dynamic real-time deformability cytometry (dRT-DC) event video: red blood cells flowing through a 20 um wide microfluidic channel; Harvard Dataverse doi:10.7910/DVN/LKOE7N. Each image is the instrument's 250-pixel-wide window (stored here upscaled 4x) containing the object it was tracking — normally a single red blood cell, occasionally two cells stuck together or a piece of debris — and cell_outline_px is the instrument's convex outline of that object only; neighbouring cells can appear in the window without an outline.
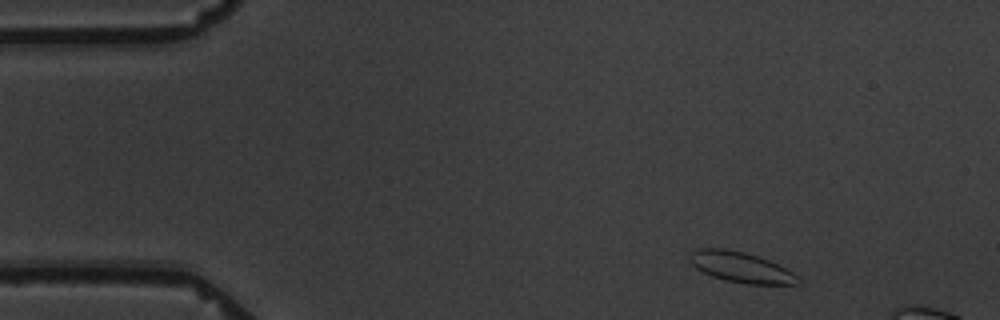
{"species": "common noctule bat (a hibernating species)", "species_latin": "Nyctalus noctula", "temperature_condition": "warm", "stored_images_in_passage": 4, "camera_frame_rate_fps": 3000, "um_per_image_px": 0.085, "animal": {"sex": "male", "body_mass_g": 19.5, "forearm_length_mm": 54.6}, "frame": {"image": 1, "passage_image": 1, "time_ms": 0.0, "image_size_px": [1000, 320], "cell_outline_px": [[800, 284], [748, 284], [724, 280], [712, 276], [696, 268], [688, 260], [688, 256], [696, 248], [724, 248], [744, 252], [768, 260], [800, 276]], "centroid_in_image_um": [62.95, 22.71], "position_along_channel_um": 22.0, "area_um2": 19.19}}